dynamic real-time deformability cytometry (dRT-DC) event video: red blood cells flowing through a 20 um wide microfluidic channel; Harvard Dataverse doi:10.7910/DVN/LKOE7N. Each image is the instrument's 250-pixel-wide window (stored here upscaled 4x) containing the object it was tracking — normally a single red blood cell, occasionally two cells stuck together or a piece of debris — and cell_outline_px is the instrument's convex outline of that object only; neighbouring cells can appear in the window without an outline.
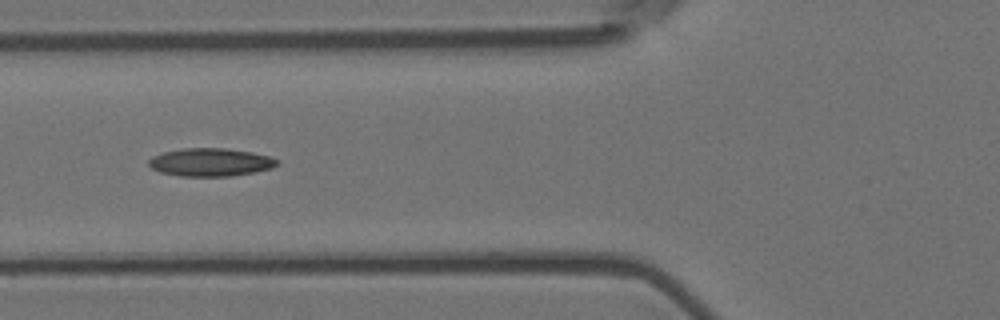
{"species": "Egyptian fruit bat (a non-hibernating species)", "species_latin": "Rousettus aegyptiacus", "temperature_condition": "room temperature", "stored_images_in_passage": 9, "camera_frame_rate_fps": 3000, "um_per_image_px": 0.085, "animal": {"sex": "female"}, "frame": {"image": 1, "passage_image": 6, "time_ms": 1.667, "image_size_px": [1000, 320], "cell_outline_px": [[280, 164], [272, 168], [256, 172], [232, 176], [180, 176], [160, 172], [152, 168], [148, 164], [148, 160], [152, 156], [164, 152], [184, 148], [224, 148], [252, 152], [268, 156], [280, 160]], "centroid_in_image_um": [17.92, 13.79], "position_along_channel_um": 107.9, "area_um2": 21.1}}
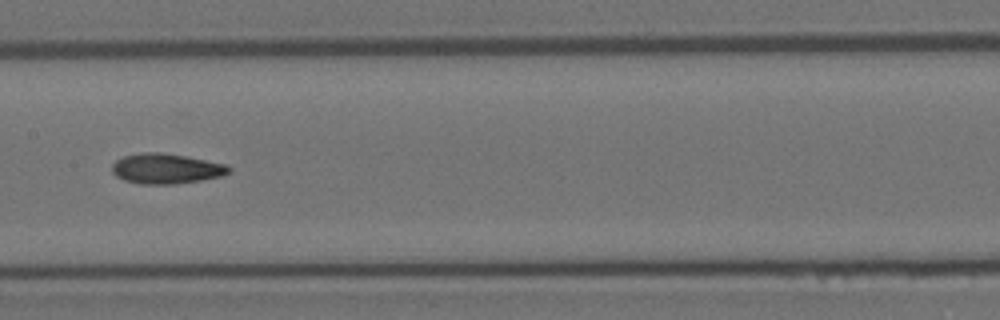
{"frame": {"image": 2, "passage_image": 8, "time_ms": 2.333, "image_size_px": [1000, 320], "cell_outline_px": [[232, 172], [224, 176], [200, 180], [172, 184], [140, 184], [124, 180], [116, 176], [112, 172], [112, 164], [116, 160], [124, 156], [144, 152], [160, 152], [184, 156], [228, 164], [232, 168]], "centroid_in_image_um": [14.16, 14.34], "position_along_channel_um": 193.2, "area_um2": 20.63}}
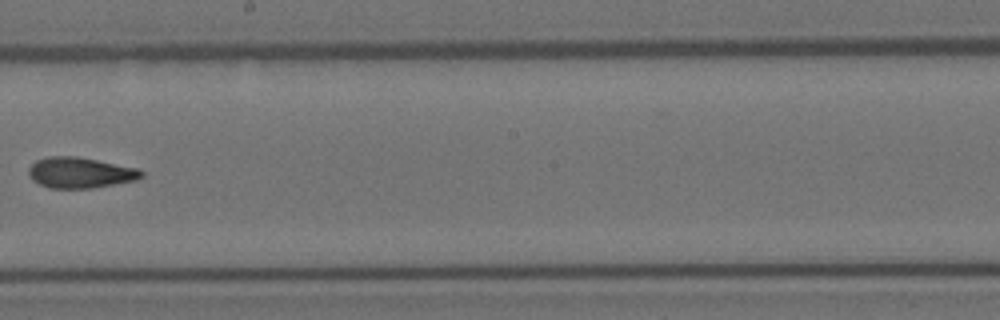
{"frame": {"image": 3, "passage_image": 9, "time_ms": 2.667, "image_size_px": [1000, 320], "cell_outline_px": [[144, 176], [136, 180], [92, 188], [48, 188], [32, 180], [28, 176], [28, 168], [36, 160], [48, 156], [76, 156], [140, 168], [144, 172]], "centroid_in_image_um": [6.82, 14.67], "position_along_channel_um": 241.4, "area_um2": 20.4}}